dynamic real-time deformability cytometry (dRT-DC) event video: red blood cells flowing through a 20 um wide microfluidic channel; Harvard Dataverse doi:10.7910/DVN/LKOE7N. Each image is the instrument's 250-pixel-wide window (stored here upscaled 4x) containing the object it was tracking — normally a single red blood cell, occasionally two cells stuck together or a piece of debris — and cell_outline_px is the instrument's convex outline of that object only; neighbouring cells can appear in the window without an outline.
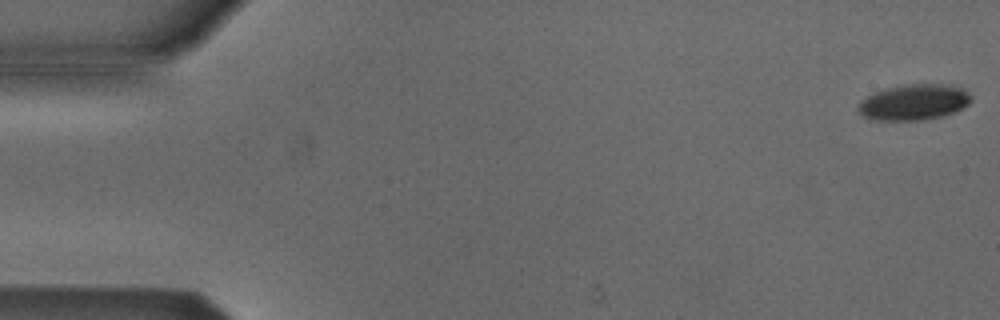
{"species": "Egyptian fruit bat (a non-hibernating species)", "species_latin": "Rousettus aegyptiacus", "temperature_condition": "cold", "stored_images_in_passage": 4, "camera_frame_rate_fps": 3000, "um_per_image_px": 0.085, "animal": {"sex": "male"}, "frame": {"image": 1, "passage_image": 1, "time_ms": 0.0, "image_size_px": [1000, 320], "cell_outline_px": [[972, 100], [968, 104], [944, 116], [924, 120], [880, 120], [864, 116], [856, 108], [860, 100], [876, 92], [888, 88], [904, 84], [944, 84], [964, 88], [972, 96]], "centroid_in_image_um": [77.71, 8.68], "position_along_channel_um": 7.3, "area_um2": 23.47}}
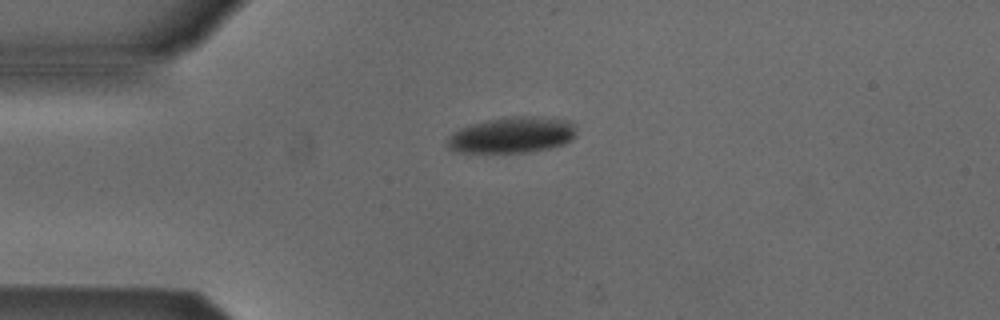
{"frame": {"image": 2, "passage_image": 4, "time_ms": 4.0, "image_size_px": [1000, 320], "cell_outline_px": [[576, 136], [572, 140], [564, 144], [548, 148], [528, 152], [452, 152], [448, 148], [448, 136], [452, 132], [460, 128], [472, 124], [504, 116], [536, 116], [568, 120], [576, 124]], "centroid_in_image_um": [43.55, 11.46], "position_along_channel_um": 41.5, "area_um2": 27.34}}